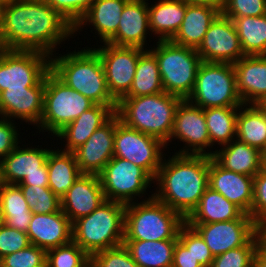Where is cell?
<instances>
[{"label": "cell", "instance_id": "1", "mask_svg": "<svg viewBox=\"0 0 266 267\" xmlns=\"http://www.w3.org/2000/svg\"><path fill=\"white\" fill-rule=\"evenodd\" d=\"M74 36V28L43 0H3L0 7V48L42 52Z\"/></svg>", "mask_w": 266, "mask_h": 267}, {"label": "cell", "instance_id": "2", "mask_svg": "<svg viewBox=\"0 0 266 267\" xmlns=\"http://www.w3.org/2000/svg\"><path fill=\"white\" fill-rule=\"evenodd\" d=\"M153 183L158 185L153 196L186 219L209 187V156L174 154L164 158Z\"/></svg>", "mask_w": 266, "mask_h": 267}, {"label": "cell", "instance_id": "3", "mask_svg": "<svg viewBox=\"0 0 266 267\" xmlns=\"http://www.w3.org/2000/svg\"><path fill=\"white\" fill-rule=\"evenodd\" d=\"M87 48V49H85ZM50 57V70L67 86L87 97L94 104L117 106L106 82L99 54L89 47Z\"/></svg>", "mask_w": 266, "mask_h": 267}, {"label": "cell", "instance_id": "4", "mask_svg": "<svg viewBox=\"0 0 266 267\" xmlns=\"http://www.w3.org/2000/svg\"><path fill=\"white\" fill-rule=\"evenodd\" d=\"M183 99L166 92L121 98L115 114L129 128L153 136L166 144L173 131L177 106Z\"/></svg>", "mask_w": 266, "mask_h": 267}, {"label": "cell", "instance_id": "5", "mask_svg": "<svg viewBox=\"0 0 266 267\" xmlns=\"http://www.w3.org/2000/svg\"><path fill=\"white\" fill-rule=\"evenodd\" d=\"M126 205L105 200L91 214L72 223V241L89 256L123 244Z\"/></svg>", "mask_w": 266, "mask_h": 267}, {"label": "cell", "instance_id": "6", "mask_svg": "<svg viewBox=\"0 0 266 267\" xmlns=\"http://www.w3.org/2000/svg\"><path fill=\"white\" fill-rule=\"evenodd\" d=\"M142 200L126 205L124 240H178L185 219L153 194Z\"/></svg>", "mask_w": 266, "mask_h": 267}, {"label": "cell", "instance_id": "7", "mask_svg": "<svg viewBox=\"0 0 266 267\" xmlns=\"http://www.w3.org/2000/svg\"><path fill=\"white\" fill-rule=\"evenodd\" d=\"M149 49L159 65L164 92L187 99L196 81V74L202 60L196 49L174 44L171 41H157Z\"/></svg>", "mask_w": 266, "mask_h": 267}, {"label": "cell", "instance_id": "8", "mask_svg": "<svg viewBox=\"0 0 266 267\" xmlns=\"http://www.w3.org/2000/svg\"><path fill=\"white\" fill-rule=\"evenodd\" d=\"M186 100L202 109L242 106L236 88L234 65L202 61L194 88Z\"/></svg>", "mask_w": 266, "mask_h": 267}, {"label": "cell", "instance_id": "9", "mask_svg": "<svg viewBox=\"0 0 266 267\" xmlns=\"http://www.w3.org/2000/svg\"><path fill=\"white\" fill-rule=\"evenodd\" d=\"M93 105L92 101L67 86L50 70L45 76L43 114L36 127L40 132L49 131L48 134L55 136Z\"/></svg>", "mask_w": 266, "mask_h": 267}, {"label": "cell", "instance_id": "10", "mask_svg": "<svg viewBox=\"0 0 266 267\" xmlns=\"http://www.w3.org/2000/svg\"><path fill=\"white\" fill-rule=\"evenodd\" d=\"M98 177L106 200L125 205L143 196L154 182L143 168L119 157H113Z\"/></svg>", "mask_w": 266, "mask_h": 267}, {"label": "cell", "instance_id": "11", "mask_svg": "<svg viewBox=\"0 0 266 267\" xmlns=\"http://www.w3.org/2000/svg\"><path fill=\"white\" fill-rule=\"evenodd\" d=\"M50 71V57L38 51L0 48V93L36 86Z\"/></svg>", "mask_w": 266, "mask_h": 267}, {"label": "cell", "instance_id": "12", "mask_svg": "<svg viewBox=\"0 0 266 267\" xmlns=\"http://www.w3.org/2000/svg\"><path fill=\"white\" fill-rule=\"evenodd\" d=\"M166 145L159 139L132 129L121 121L116 125L114 157H119L143 168L153 179L163 161ZM163 149V150H162Z\"/></svg>", "mask_w": 266, "mask_h": 267}, {"label": "cell", "instance_id": "13", "mask_svg": "<svg viewBox=\"0 0 266 267\" xmlns=\"http://www.w3.org/2000/svg\"><path fill=\"white\" fill-rule=\"evenodd\" d=\"M93 49L100 56L108 90L118 102L129 92L137 61L145 50L138 47L115 46L108 42Z\"/></svg>", "mask_w": 266, "mask_h": 267}, {"label": "cell", "instance_id": "14", "mask_svg": "<svg viewBox=\"0 0 266 267\" xmlns=\"http://www.w3.org/2000/svg\"><path fill=\"white\" fill-rule=\"evenodd\" d=\"M179 139L184 144L175 154L208 155V148H212L206 125L204 111L186 99L177 106L173 131L166 147L172 140ZM208 147V148H207ZM207 149V152L206 150Z\"/></svg>", "mask_w": 266, "mask_h": 267}, {"label": "cell", "instance_id": "15", "mask_svg": "<svg viewBox=\"0 0 266 267\" xmlns=\"http://www.w3.org/2000/svg\"><path fill=\"white\" fill-rule=\"evenodd\" d=\"M187 224L200 234L214 257L246 245L255 236L256 223L246 213L230 221Z\"/></svg>", "mask_w": 266, "mask_h": 267}, {"label": "cell", "instance_id": "16", "mask_svg": "<svg viewBox=\"0 0 266 267\" xmlns=\"http://www.w3.org/2000/svg\"><path fill=\"white\" fill-rule=\"evenodd\" d=\"M196 51L203 62L234 64L245 56L233 21L222 13L212 22Z\"/></svg>", "mask_w": 266, "mask_h": 267}, {"label": "cell", "instance_id": "17", "mask_svg": "<svg viewBox=\"0 0 266 267\" xmlns=\"http://www.w3.org/2000/svg\"><path fill=\"white\" fill-rule=\"evenodd\" d=\"M120 122L115 114L106 124L94 131L90 138L74 151L82 174L98 175L114 157L116 125Z\"/></svg>", "mask_w": 266, "mask_h": 267}, {"label": "cell", "instance_id": "18", "mask_svg": "<svg viewBox=\"0 0 266 267\" xmlns=\"http://www.w3.org/2000/svg\"><path fill=\"white\" fill-rule=\"evenodd\" d=\"M45 77L28 89H6L0 93V115L38 125L44 108Z\"/></svg>", "mask_w": 266, "mask_h": 267}, {"label": "cell", "instance_id": "19", "mask_svg": "<svg viewBox=\"0 0 266 267\" xmlns=\"http://www.w3.org/2000/svg\"><path fill=\"white\" fill-rule=\"evenodd\" d=\"M208 185L251 216L254 177L227 170L209 156Z\"/></svg>", "mask_w": 266, "mask_h": 267}, {"label": "cell", "instance_id": "20", "mask_svg": "<svg viewBox=\"0 0 266 267\" xmlns=\"http://www.w3.org/2000/svg\"><path fill=\"white\" fill-rule=\"evenodd\" d=\"M105 200L98 175L81 174L61 198V209L73 223L91 214Z\"/></svg>", "mask_w": 266, "mask_h": 267}, {"label": "cell", "instance_id": "21", "mask_svg": "<svg viewBox=\"0 0 266 267\" xmlns=\"http://www.w3.org/2000/svg\"><path fill=\"white\" fill-rule=\"evenodd\" d=\"M148 0H129L121 13L117 32L107 41L115 46L145 49L150 33Z\"/></svg>", "mask_w": 266, "mask_h": 267}, {"label": "cell", "instance_id": "22", "mask_svg": "<svg viewBox=\"0 0 266 267\" xmlns=\"http://www.w3.org/2000/svg\"><path fill=\"white\" fill-rule=\"evenodd\" d=\"M26 233L31 244L48 251L72 241V223L62 209L49 214H33Z\"/></svg>", "mask_w": 266, "mask_h": 267}, {"label": "cell", "instance_id": "23", "mask_svg": "<svg viewBox=\"0 0 266 267\" xmlns=\"http://www.w3.org/2000/svg\"><path fill=\"white\" fill-rule=\"evenodd\" d=\"M116 108L117 106L94 104L53 137H59L61 141H66L63 151L74 152L90 138L95 130L102 127L115 115Z\"/></svg>", "mask_w": 266, "mask_h": 267}, {"label": "cell", "instance_id": "24", "mask_svg": "<svg viewBox=\"0 0 266 267\" xmlns=\"http://www.w3.org/2000/svg\"><path fill=\"white\" fill-rule=\"evenodd\" d=\"M233 65L239 97L254 104L266 94V55H245Z\"/></svg>", "mask_w": 266, "mask_h": 267}, {"label": "cell", "instance_id": "25", "mask_svg": "<svg viewBox=\"0 0 266 267\" xmlns=\"http://www.w3.org/2000/svg\"><path fill=\"white\" fill-rule=\"evenodd\" d=\"M51 149L16 146L0 161V182L19 184L25 176L42 173Z\"/></svg>", "mask_w": 266, "mask_h": 267}, {"label": "cell", "instance_id": "26", "mask_svg": "<svg viewBox=\"0 0 266 267\" xmlns=\"http://www.w3.org/2000/svg\"><path fill=\"white\" fill-rule=\"evenodd\" d=\"M232 142L209 151V156L227 170L254 177L262 169V152L237 138Z\"/></svg>", "mask_w": 266, "mask_h": 267}, {"label": "cell", "instance_id": "27", "mask_svg": "<svg viewBox=\"0 0 266 267\" xmlns=\"http://www.w3.org/2000/svg\"><path fill=\"white\" fill-rule=\"evenodd\" d=\"M128 1L95 0L84 17L74 27V33L76 34L86 25H92L97 31L95 33L98 34L100 42H107L117 32L122 10Z\"/></svg>", "mask_w": 266, "mask_h": 267}, {"label": "cell", "instance_id": "28", "mask_svg": "<svg viewBox=\"0 0 266 267\" xmlns=\"http://www.w3.org/2000/svg\"><path fill=\"white\" fill-rule=\"evenodd\" d=\"M221 12L207 5L189 3L179 30L170 40L180 46L197 49L205 33Z\"/></svg>", "mask_w": 266, "mask_h": 267}, {"label": "cell", "instance_id": "29", "mask_svg": "<svg viewBox=\"0 0 266 267\" xmlns=\"http://www.w3.org/2000/svg\"><path fill=\"white\" fill-rule=\"evenodd\" d=\"M156 4L148 3V19L151 35L157 34L158 41H170L183 22L186 0H158Z\"/></svg>", "mask_w": 266, "mask_h": 267}, {"label": "cell", "instance_id": "30", "mask_svg": "<svg viewBox=\"0 0 266 267\" xmlns=\"http://www.w3.org/2000/svg\"><path fill=\"white\" fill-rule=\"evenodd\" d=\"M244 212L221 193L206 189L186 223H216L239 219Z\"/></svg>", "mask_w": 266, "mask_h": 267}, {"label": "cell", "instance_id": "31", "mask_svg": "<svg viewBox=\"0 0 266 267\" xmlns=\"http://www.w3.org/2000/svg\"><path fill=\"white\" fill-rule=\"evenodd\" d=\"M48 187L60 199L82 174L74 152L50 150L47 158Z\"/></svg>", "mask_w": 266, "mask_h": 267}, {"label": "cell", "instance_id": "32", "mask_svg": "<svg viewBox=\"0 0 266 267\" xmlns=\"http://www.w3.org/2000/svg\"><path fill=\"white\" fill-rule=\"evenodd\" d=\"M177 240H124L123 244L139 267H172Z\"/></svg>", "mask_w": 266, "mask_h": 267}, {"label": "cell", "instance_id": "33", "mask_svg": "<svg viewBox=\"0 0 266 267\" xmlns=\"http://www.w3.org/2000/svg\"><path fill=\"white\" fill-rule=\"evenodd\" d=\"M0 206L4 224L26 233L33 214L17 184L0 182Z\"/></svg>", "mask_w": 266, "mask_h": 267}, {"label": "cell", "instance_id": "34", "mask_svg": "<svg viewBox=\"0 0 266 267\" xmlns=\"http://www.w3.org/2000/svg\"><path fill=\"white\" fill-rule=\"evenodd\" d=\"M236 138L261 152L266 150V114L254 104L239 107Z\"/></svg>", "mask_w": 266, "mask_h": 267}, {"label": "cell", "instance_id": "35", "mask_svg": "<svg viewBox=\"0 0 266 267\" xmlns=\"http://www.w3.org/2000/svg\"><path fill=\"white\" fill-rule=\"evenodd\" d=\"M162 92L164 89L157 59L146 48L137 61L132 86L123 98L154 95Z\"/></svg>", "mask_w": 266, "mask_h": 267}, {"label": "cell", "instance_id": "36", "mask_svg": "<svg viewBox=\"0 0 266 267\" xmlns=\"http://www.w3.org/2000/svg\"><path fill=\"white\" fill-rule=\"evenodd\" d=\"M238 109L239 107L203 109L212 146L217 143L223 146L236 138Z\"/></svg>", "mask_w": 266, "mask_h": 267}, {"label": "cell", "instance_id": "37", "mask_svg": "<svg viewBox=\"0 0 266 267\" xmlns=\"http://www.w3.org/2000/svg\"><path fill=\"white\" fill-rule=\"evenodd\" d=\"M244 55H266V15L231 19Z\"/></svg>", "mask_w": 266, "mask_h": 267}, {"label": "cell", "instance_id": "38", "mask_svg": "<svg viewBox=\"0 0 266 267\" xmlns=\"http://www.w3.org/2000/svg\"><path fill=\"white\" fill-rule=\"evenodd\" d=\"M32 214H49L61 210V199L48 186L18 185Z\"/></svg>", "mask_w": 266, "mask_h": 267}, {"label": "cell", "instance_id": "39", "mask_svg": "<svg viewBox=\"0 0 266 267\" xmlns=\"http://www.w3.org/2000/svg\"><path fill=\"white\" fill-rule=\"evenodd\" d=\"M90 256L75 242L46 251V267H84Z\"/></svg>", "mask_w": 266, "mask_h": 267}, {"label": "cell", "instance_id": "40", "mask_svg": "<svg viewBox=\"0 0 266 267\" xmlns=\"http://www.w3.org/2000/svg\"><path fill=\"white\" fill-rule=\"evenodd\" d=\"M178 240L189 250L203 267H211L214 256L200 234L186 222L180 227Z\"/></svg>", "mask_w": 266, "mask_h": 267}, {"label": "cell", "instance_id": "41", "mask_svg": "<svg viewBox=\"0 0 266 267\" xmlns=\"http://www.w3.org/2000/svg\"><path fill=\"white\" fill-rule=\"evenodd\" d=\"M256 249L257 242L254 236L246 245L214 257L211 267H253Z\"/></svg>", "mask_w": 266, "mask_h": 267}, {"label": "cell", "instance_id": "42", "mask_svg": "<svg viewBox=\"0 0 266 267\" xmlns=\"http://www.w3.org/2000/svg\"><path fill=\"white\" fill-rule=\"evenodd\" d=\"M0 267H46V251L31 244L1 258Z\"/></svg>", "mask_w": 266, "mask_h": 267}, {"label": "cell", "instance_id": "43", "mask_svg": "<svg viewBox=\"0 0 266 267\" xmlns=\"http://www.w3.org/2000/svg\"><path fill=\"white\" fill-rule=\"evenodd\" d=\"M92 267H139L124 244L90 256Z\"/></svg>", "mask_w": 266, "mask_h": 267}, {"label": "cell", "instance_id": "44", "mask_svg": "<svg viewBox=\"0 0 266 267\" xmlns=\"http://www.w3.org/2000/svg\"><path fill=\"white\" fill-rule=\"evenodd\" d=\"M74 28L95 0H43Z\"/></svg>", "mask_w": 266, "mask_h": 267}, {"label": "cell", "instance_id": "45", "mask_svg": "<svg viewBox=\"0 0 266 267\" xmlns=\"http://www.w3.org/2000/svg\"><path fill=\"white\" fill-rule=\"evenodd\" d=\"M229 19L266 15V0H226L221 12Z\"/></svg>", "mask_w": 266, "mask_h": 267}, {"label": "cell", "instance_id": "46", "mask_svg": "<svg viewBox=\"0 0 266 267\" xmlns=\"http://www.w3.org/2000/svg\"><path fill=\"white\" fill-rule=\"evenodd\" d=\"M31 245L27 233L6 224L0 226V259Z\"/></svg>", "mask_w": 266, "mask_h": 267}, {"label": "cell", "instance_id": "47", "mask_svg": "<svg viewBox=\"0 0 266 267\" xmlns=\"http://www.w3.org/2000/svg\"><path fill=\"white\" fill-rule=\"evenodd\" d=\"M251 217L255 223L266 221V171L262 169L254 176Z\"/></svg>", "mask_w": 266, "mask_h": 267}, {"label": "cell", "instance_id": "48", "mask_svg": "<svg viewBox=\"0 0 266 267\" xmlns=\"http://www.w3.org/2000/svg\"><path fill=\"white\" fill-rule=\"evenodd\" d=\"M18 128L14 124V120L5 117L0 118V161L4 159L18 144L19 140Z\"/></svg>", "mask_w": 266, "mask_h": 267}, {"label": "cell", "instance_id": "49", "mask_svg": "<svg viewBox=\"0 0 266 267\" xmlns=\"http://www.w3.org/2000/svg\"><path fill=\"white\" fill-rule=\"evenodd\" d=\"M172 267H203L197 259L194 258L179 240H177L174 253Z\"/></svg>", "mask_w": 266, "mask_h": 267}, {"label": "cell", "instance_id": "50", "mask_svg": "<svg viewBox=\"0 0 266 267\" xmlns=\"http://www.w3.org/2000/svg\"><path fill=\"white\" fill-rule=\"evenodd\" d=\"M17 185H34L38 187L48 186V169L45 163L42 166V173H34L25 176L24 179Z\"/></svg>", "mask_w": 266, "mask_h": 267}, {"label": "cell", "instance_id": "51", "mask_svg": "<svg viewBox=\"0 0 266 267\" xmlns=\"http://www.w3.org/2000/svg\"><path fill=\"white\" fill-rule=\"evenodd\" d=\"M255 239L257 248L266 255V221L255 224Z\"/></svg>", "mask_w": 266, "mask_h": 267}, {"label": "cell", "instance_id": "52", "mask_svg": "<svg viewBox=\"0 0 266 267\" xmlns=\"http://www.w3.org/2000/svg\"><path fill=\"white\" fill-rule=\"evenodd\" d=\"M186 1L196 5H207L219 10L220 12H222L226 3V0H186Z\"/></svg>", "mask_w": 266, "mask_h": 267}, {"label": "cell", "instance_id": "53", "mask_svg": "<svg viewBox=\"0 0 266 267\" xmlns=\"http://www.w3.org/2000/svg\"><path fill=\"white\" fill-rule=\"evenodd\" d=\"M253 267H266V255H264L258 248L254 254Z\"/></svg>", "mask_w": 266, "mask_h": 267}, {"label": "cell", "instance_id": "54", "mask_svg": "<svg viewBox=\"0 0 266 267\" xmlns=\"http://www.w3.org/2000/svg\"><path fill=\"white\" fill-rule=\"evenodd\" d=\"M254 105L262 112L266 114V94L263 95Z\"/></svg>", "mask_w": 266, "mask_h": 267}, {"label": "cell", "instance_id": "55", "mask_svg": "<svg viewBox=\"0 0 266 267\" xmlns=\"http://www.w3.org/2000/svg\"><path fill=\"white\" fill-rule=\"evenodd\" d=\"M262 170L266 171V150L262 152Z\"/></svg>", "mask_w": 266, "mask_h": 267}, {"label": "cell", "instance_id": "56", "mask_svg": "<svg viewBox=\"0 0 266 267\" xmlns=\"http://www.w3.org/2000/svg\"><path fill=\"white\" fill-rule=\"evenodd\" d=\"M4 224V218H3V213L1 211V206H0V226Z\"/></svg>", "mask_w": 266, "mask_h": 267}, {"label": "cell", "instance_id": "57", "mask_svg": "<svg viewBox=\"0 0 266 267\" xmlns=\"http://www.w3.org/2000/svg\"><path fill=\"white\" fill-rule=\"evenodd\" d=\"M84 267H92L91 262L89 261Z\"/></svg>", "mask_w": 266, "mask_h": 267}]
</instances>
